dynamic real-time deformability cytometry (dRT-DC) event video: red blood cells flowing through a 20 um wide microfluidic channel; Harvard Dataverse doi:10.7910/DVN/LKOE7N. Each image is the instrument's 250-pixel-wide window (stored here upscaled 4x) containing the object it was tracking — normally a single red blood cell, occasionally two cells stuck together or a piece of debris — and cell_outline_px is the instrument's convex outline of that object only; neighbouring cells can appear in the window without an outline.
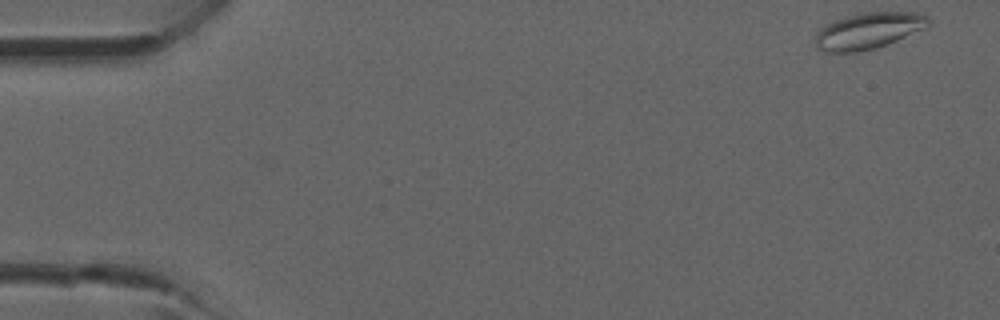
{"species": "common noctule bat (a hibernating species)", "species_latin": "Nyctalus noctula", "temperature_condition": "room temperature", "stored_images_in_passage": 23, "camera_frame_rate_fps": 3000, "um_per_image_px": 0.085, "animal": {"sex": "male", "forearm_length_mm": 52.5}, "frame": {"image": 1, "passage_image": 1, "time_ms": 0.0, "image_size_px": [1000, 320], "cell_outline_px": [[932, 24], [924, 28], [896, 40], [876, 48], [856, 52], [824, 52], [816, 48], [812, 44], [816, 32], [820, 28], [832, 20], [844, 16], [864, 12], [916, 12], [928, 16], [932, 20]], "centroid_in_image_um": [73.76, 2.61], "position_along_channel_um": 11.2, "area_um2": 24.33}}
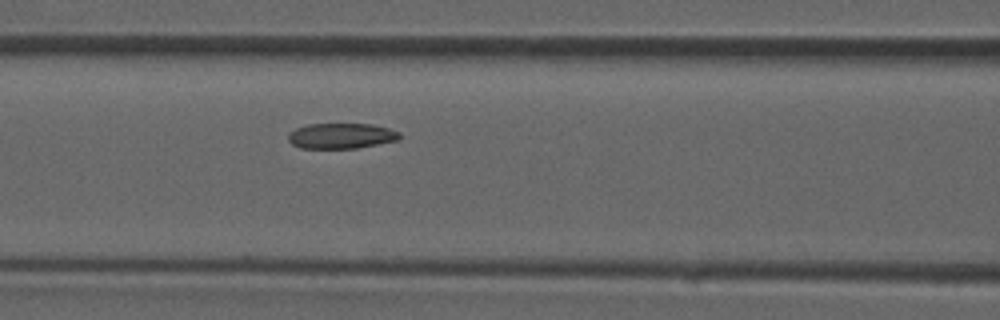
{"frame": {"image": 2, "passage_image": 17, "time_ms": 5.333, "image_size_px": [1000, 320], "cell_outline_px": [[400, 140], [356, 148], [300, 148], [292, 144], [288, 140], [288, 132], [296, 128], [308, 124], [372, 124], [388, 128], [400, 132]], "centroid_in_image_um": [29.0, 11.55], "position_along_channel_um": 137.6, "area_um2": 16.59}}
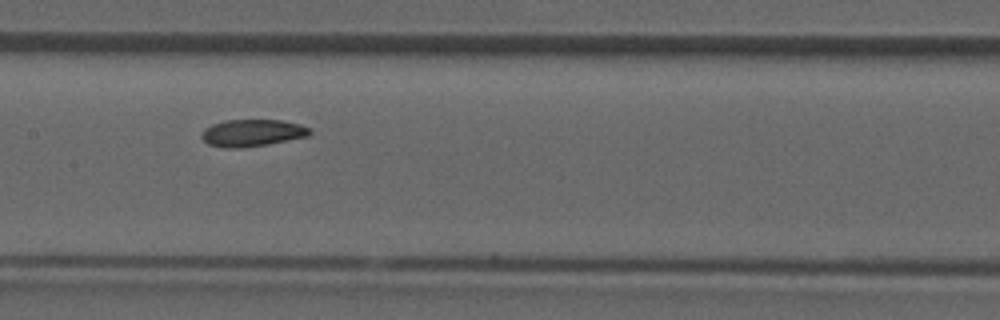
{"frame": {"image": 3, "passage_image": 20, "time_ms": 6.333, "image_size_px": [1000, 320], "cell_outline_px": [[312, 132], [308, 136], [268, 144], [240, 148], [224, 148], [208, 144], [200, 136], [204, 128], [212, 124], [224, 120], [280, 120], [300, 124], [312, 128]], "centroid_in_image_um": [21.44, 11.29], "position_along_channel_um": 186.0, "area_um2": 17.17}}